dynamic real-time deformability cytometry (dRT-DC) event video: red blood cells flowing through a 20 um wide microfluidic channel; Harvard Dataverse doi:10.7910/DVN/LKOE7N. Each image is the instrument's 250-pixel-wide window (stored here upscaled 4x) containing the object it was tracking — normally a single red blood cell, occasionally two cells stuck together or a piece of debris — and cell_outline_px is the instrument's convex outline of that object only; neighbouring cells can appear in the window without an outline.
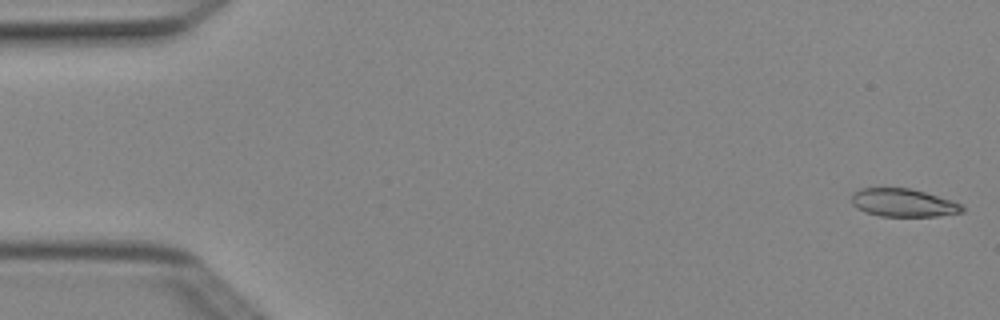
{"species": "Egyptian fruit bat (a non-hibernating species)", "species_latin": "Rousettus aegyptiacus", "temperature_condition": "cold", "stored_images_in_passage": 5, "camera_frame_rate_fps": 3000, "um_per_image_px": 0.085, "animal": {"sex": "female"}, "frame": {"image": 1, "passage_image": 1, "time_ms": 0.0, "image_size_px": [1000, 320], "cell_outline_px": [[964, 212], [936, 216], [880, 216], [864, 212], [856, 208], [852, 204], [852, 192], [860, 188], [908, 188], [924, 192], [952, 200], [964, 204]], "centroid_in_image_um": [76.77, 17.24], "position_along_channel_um": 8.2, "area_um2": 18.21}}
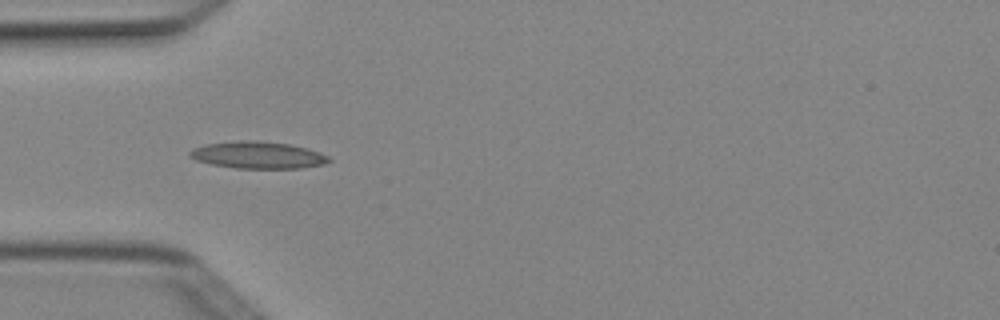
{"frame": {"image": 2, "passage_image": 5, "time_ms": 1.333, "image_size_px": [1000, 320], "cell_outline_px": [[332, 160], [324, 164], [300, 168], [236, 168], [212, 164], [196, 160], [188, 156], [188, 152], [192, 148], [208, 144], [240, 140], [248, 140], [288, 144], [308, 148], [320, 152], [328, 156]], "centroid_in_image_um": [21.92, 13.18], "position_along_channel_um": 63.1, "area_um2": 21.73}}